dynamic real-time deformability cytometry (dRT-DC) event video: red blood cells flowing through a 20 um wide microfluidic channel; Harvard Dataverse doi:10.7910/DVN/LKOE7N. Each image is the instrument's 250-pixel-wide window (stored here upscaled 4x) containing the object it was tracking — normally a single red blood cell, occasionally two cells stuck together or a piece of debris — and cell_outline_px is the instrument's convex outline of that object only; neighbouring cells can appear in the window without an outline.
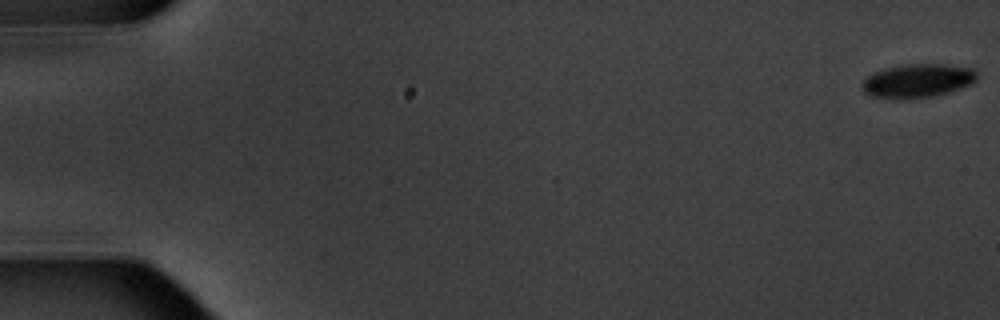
{"species": "common noctule bat (a hibernating species)", "species_latin": "Nyctalus noctula", "temperature_condition": "warm", "stored_images_in_passage": 10, "camera_frame_rate_fps": 3000, "um_per_image_px": 0.085, "animal": {"sex": "male", "body_mass_g": 20.1, "forearm_length_mm": 53.5}, "frame": {"image": 1, "passage_image": 1, "time_ms": 0.0, "image_size_px": [1000, 320], "cell_outline_px": [[976, 80], [972, 84], [948, 92], [932, 96], [900, 100], [892, 100], [872, 96], [864, 92], [864, 80], [868, 76], [876, 72], [888, 68], [908, 64], [944, 64], [972, 68], [976, 72]], "centroid_in_image_um": [78.02, 6.88], "position_along_channel_um": 7.0, "area_um2": 22.37}}
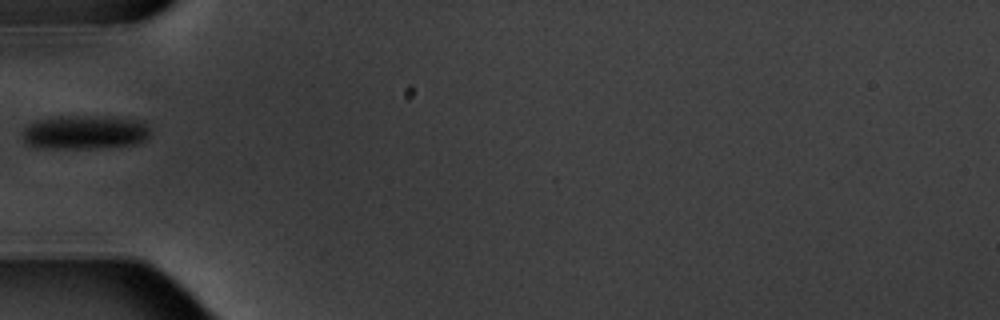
{"frame": {"image": 2, "passage_image": 6, "time_ms": 6.667, "image_size_px": [1000, 320], "cell_outline_px": [[152, 132], [144, 140], [136, 144], [100, 148], [36, 148], [28, 144], [24, 140], [24, 128], [28, 124], [40, 120], [60, 116], [92, 116], [136, 120], [144, 124]], "centroid_in_image_um": [7.19, 11.26], "position_along_channel_um": 77.8, "area_um2": 24.97}}
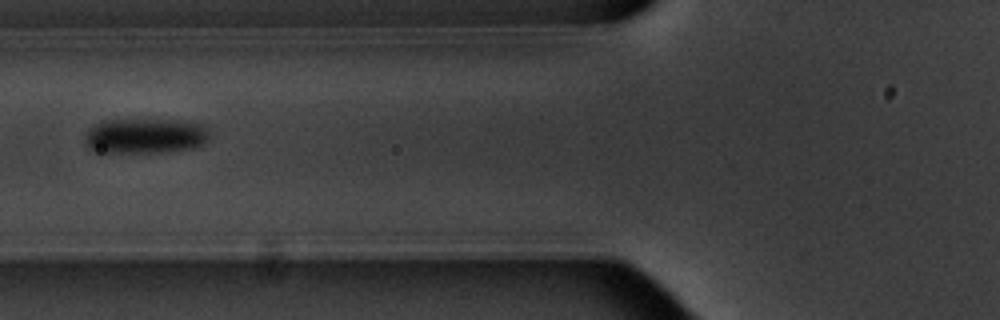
{"frame": {"image": 3, "passage_image": 7, "time_ms": 7.667, "image_size_px": [1000, 320], "cell_outline_px": [[208, 140], [204, 144], [196, 148], [160, 152], [96, 152], [88, 148], [84, 144], [84, 136], [88, 128], [104, 120], [176, 120], [204, 124], [208, 128]], "centroid_in_image_um": [12.33, 11.56], "position_along_channel_um": 113.5, "area_um2": 25.84}}